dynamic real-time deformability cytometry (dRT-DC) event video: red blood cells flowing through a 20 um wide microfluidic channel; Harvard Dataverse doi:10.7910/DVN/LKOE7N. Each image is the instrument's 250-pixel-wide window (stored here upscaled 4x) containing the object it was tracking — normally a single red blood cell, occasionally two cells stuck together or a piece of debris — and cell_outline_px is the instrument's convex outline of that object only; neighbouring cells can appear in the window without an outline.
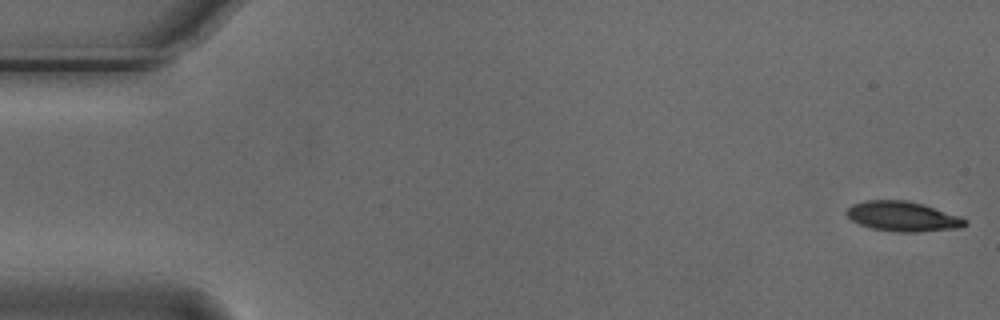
{"species": "Egyptian fruit bat (a non-hibernating species)", "species_latin": "Rousettus aegyptiacus", "temperature_condition": "cold", "stored_images_in_passage": 54, "camera_frame_rate_fps": 3000, "um_per_image_px": 0.085, "animal": {"sex": "male"}, "frame": {"image": 1, "passage_image": 1, "time_ms": 0.0, "image_size_px": [1000, 320], "cell_outline_px": [[968, 224], [960, 228], [916, 232], [896, 232], [872, 228], [860, 224], [852, 220], [844, 212], [852, 204], [868, 200], [908, 200], [924, 204], [960, 216], [968, 220]], "centroid_in_image_um": [76.76, 18.39], "position_along_channel_um": 8.2, "area_um2": 20.75}}
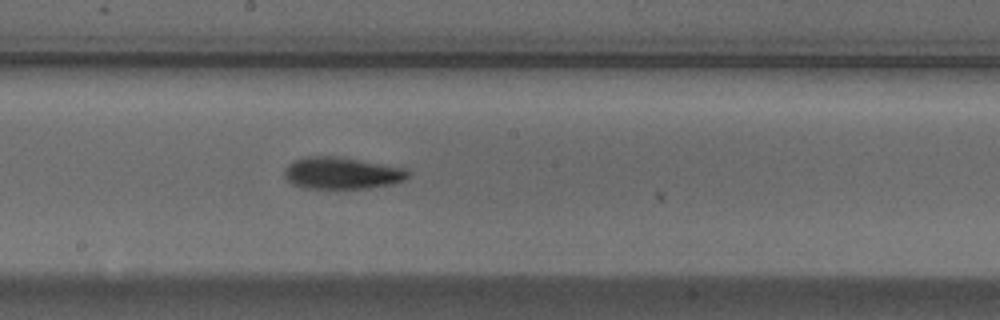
{"frame": {"image": 2, "passage_image": 29, "time_ms": 9.333, "image_size_px": [1000, 320], "cell_outline_px": [[412, 172], [404, 180], [392, 184], [368, 188], [304, 188], [292, 184], [284, 176], [284, 168], [292, 160], [304, 156], [336, 156], [360, 160], [404, 168]], "centroid_in_image_um": [29.02, 14.71], "position_along_channel_um": 219.2, "area_um2": 23.06}}
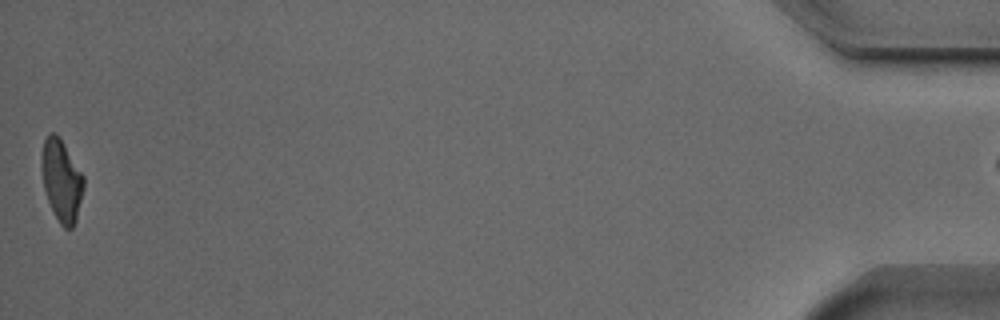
{"frame": {"image": 3, "passage_image": 54, "time_ms": 17.667, "image_size_px": [1000, 320], "cell_outline_px": [[84, 188], [76, 220], [72, 228], [64, 228], [60, 224], [48, 200], [44, 188], [40, 164], [40, 156], [44, 140], [52, 132], [56, 132], [60, 136], [84, 176]], "centroid_in_image_um": [5.23, 15.29], "position_along_channel_um": 430.0, "area_um2": 20.17}, "authors_computed_cell_mechanics": {"area_um2": 21.5594, "velocity_mm_per_s": 3.7473, "shape_relaxation_time_tau1_ms": 6.9035, "shape_relaxation_time_tau2_ms": 4.8355, "deformation_change_tau1": 0.1845, "deformation_change_tau2": 0.1278}}